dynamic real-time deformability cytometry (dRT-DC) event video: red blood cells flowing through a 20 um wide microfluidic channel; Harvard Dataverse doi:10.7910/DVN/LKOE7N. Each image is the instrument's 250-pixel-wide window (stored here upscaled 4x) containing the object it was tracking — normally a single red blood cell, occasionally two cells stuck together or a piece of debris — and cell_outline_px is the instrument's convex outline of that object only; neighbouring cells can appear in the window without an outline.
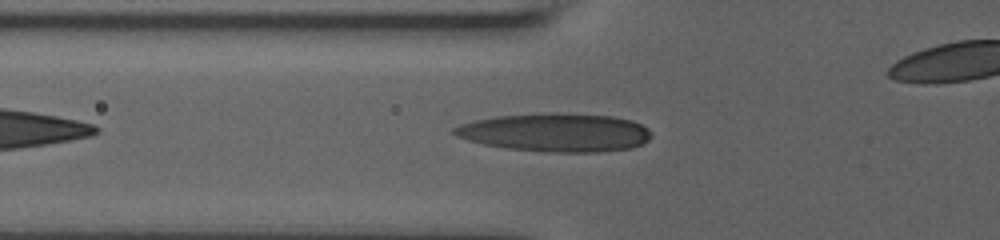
{"species": "human", "species_latin": "Homo sapiens", "temperature_condition": "room temperature", "stored_images_in_passage": 34, "camera_frame_rate_fps": 3000, "um_per_image_px": 0.085, "donor": {"sex": "male"}, "frame": {"image": 1, "passage_image": 5, "time_ms": 1.333, "image_size_px": [1000, 240], "cell_outline_px": [[652, 136], [644, 144], [632, 148], [596, 152], [544, 152], [508, 148], [484, 144], [468, 140], [456, 136], [452, 132], [452, 128], [460, 124], [476, 120], [496, 116], [552, 112], [556, 112], [612, 116], [632, 120], [648, 128], [652, 132]], "centroid_in_image_um": [47.25, 11.25], "position_along_channel_um": 78.5, "area_um2": 44.39}}
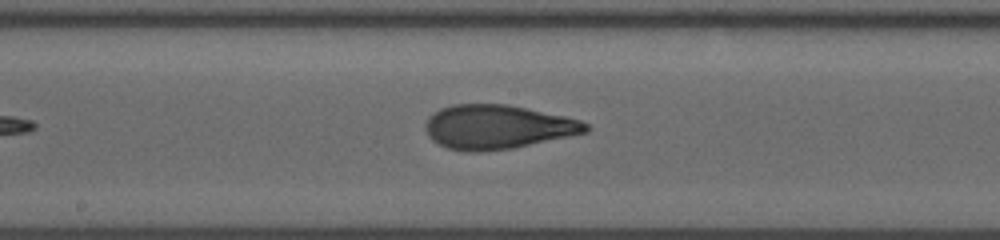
{"frame": {"image": 2, "passage_image": 15, "time_ms": 4.667, "image_size_px": [1000, 240], "cell_outline_px": [[592, 128], [588, 132], [512, 148], [476, 152], [468, 152], [448, 148], [432, 140], [428, 136], [424, 128], [424, 124], [428, 116], [440, 108], [452, 104], [508, 104], [564, 116], [580, 120], [588, 124]], "centroid_in_image_um": [42.26, 10.78], "position_along_channel_um": 205.9, "area_um2": 41.27}}
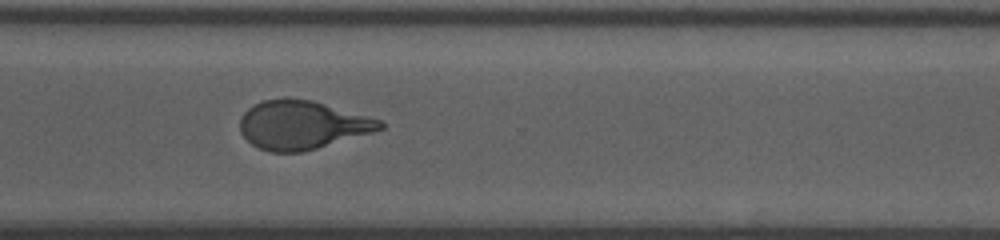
{"frame": {"image": 3, "passage_image": 26, "time_ms": 8.333, "image_size_px": [1000, 240], "cell_outline_px": [[384, 128], [372, 132], [316, 148], [300, 152], [272, 152], [260, 148], [252, 144], [240, 132], [240, 116], [252, 104], [264, 100], [312, 100], [380, 120], [384, 124]], "centroid_in_image_um": [25.64, 10.63], "position_along_channel_um": 345.0, "area_um2": 38.78}}